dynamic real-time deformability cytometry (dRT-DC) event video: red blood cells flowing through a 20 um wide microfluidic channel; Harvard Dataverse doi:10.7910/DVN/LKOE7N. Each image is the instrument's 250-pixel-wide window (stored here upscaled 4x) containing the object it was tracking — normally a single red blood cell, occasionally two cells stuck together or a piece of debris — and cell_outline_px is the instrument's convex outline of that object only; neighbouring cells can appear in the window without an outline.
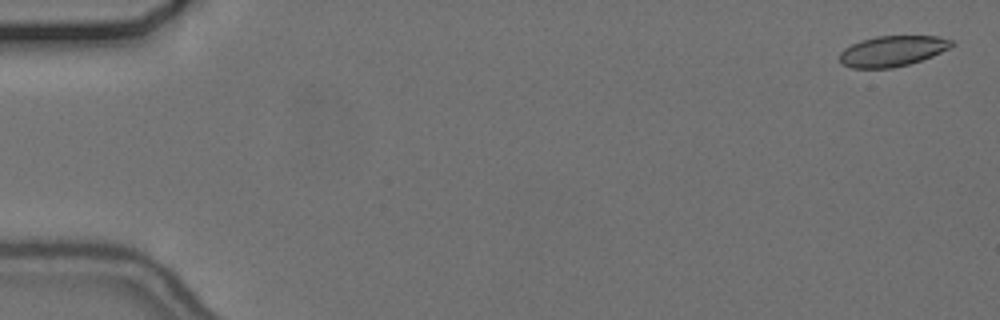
{"species": "common noctule bat (a hibernating species)", "species_latin": "Nyctalus noctula", "temperature_condition": "cold", "stored_images_in_passage": 56, "camera_frame_rate_fps": 3000, "um_per_image_px": 0.085, "animal": {"sex": "female", "body_mass_g": 24.6, "forearm_length_mm": 56.2}, "frame": {"image": 1, "passage_image": 2, "time_ms": 0.333, "image_size_px": [1000, 320], "cell_outline_px": [[956, 44], [952, 48], [932, 56], [908, 64], [892, 68], [852, 68], [840, 64], [840, 52], [844, 48], [860, 40], [876, 36], [940, 36], [952, 40]], "centroid_in_image_um": [75.87, 4.33], "position_along_channel_um": 9.1, "area_um2": 20.17}}
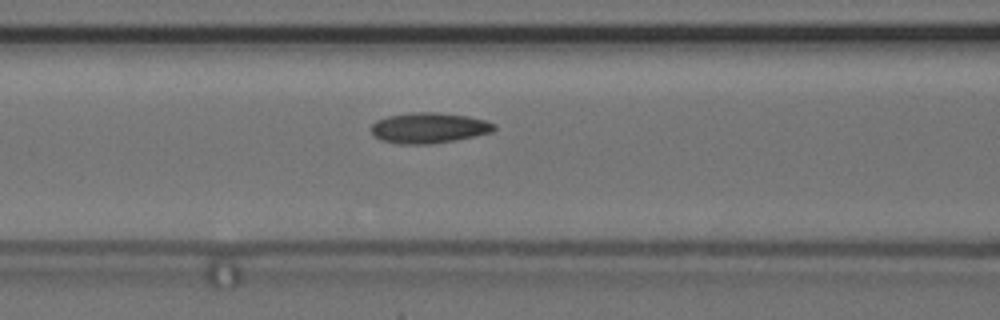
{"frame": {"image": 2, "passage_image": 24, "time_ms": 7.667, "image_size_px": [1000, 320], "cell_outline_px": [[496, 128], [492, 132], [432, 144], [400, 144], [380, 140], [372, 132], [372, 124], [376, 120], [388, 116], [412, 112], [436, 112], [468, 116], [484, 120], [496, 124]], "centroid_in_image_um": [36.44, 10.86], "position_along_channel_um": 130.2, "area_um2": 21.73}}
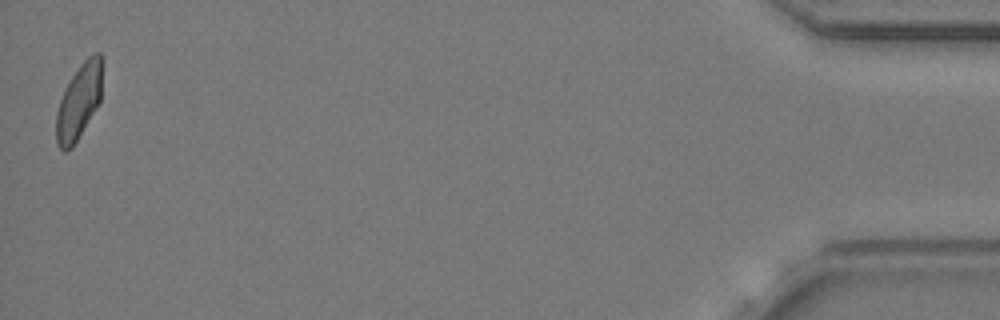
{"frame": {"image": 3, "passage_image": 56, "time_ms": 18.333, "image_size_px": [1000, 320], "cell_outline_px": [[104, 60], [100, 100], [72, 148], [64, 152], [56, 144], [56, 112], [60, 100], [72, 76], [80, 64], [88, 56], [96, 52], [100, 52]], "centroid_in_image_um": [6.73, 8.58], "position_along_channel_um": 428.5, "area_um2": 20.17}, "authors_computed_cell_mechanics": {"area_um2": 20.9236, "velocity_mm_per_s": 3.6698, "shape_relaxation_time_tau1_ms": null, "shape_relaxation_time_tau2_ms": 2.6186, "deformation_change_tau1": null, "deformation_change_tau2": 0.0856}}